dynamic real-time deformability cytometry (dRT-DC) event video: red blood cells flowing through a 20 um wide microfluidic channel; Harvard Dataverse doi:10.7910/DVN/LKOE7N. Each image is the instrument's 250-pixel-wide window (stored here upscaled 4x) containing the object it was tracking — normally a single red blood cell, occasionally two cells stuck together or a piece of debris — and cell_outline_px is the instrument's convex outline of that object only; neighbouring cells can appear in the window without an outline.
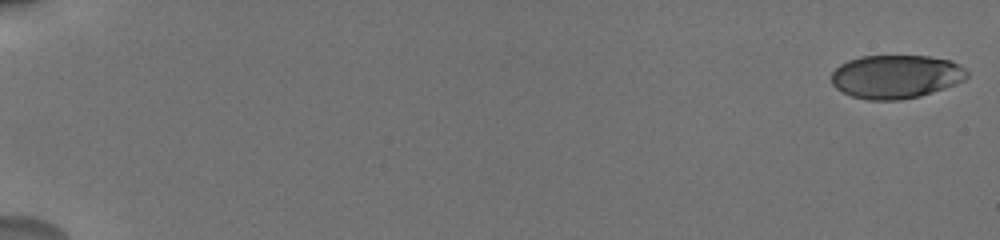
{"species": "human", "species_latin": "Homo sapiens", "temperature_condition": "cold", "stored_images_in_passage": 10, "camera_frame_rate_fps": 3000, "um_per_image_px": 0.085, "donor": {"sex": "male"}, "frame": {"image": 1, "passage_image": 1, "time_ms": 0.0, "image_size_px": [1000, 240], "cell_outline_px": [[968, 76], [964, 80], [944, 88], [920, 96], [900, 100], [868, 100], [852, 96], [836, 88], [832, 84], [832, 72], [840, 64], [848, 60], [860, 56], [928, 56], [952, 60], [960, 64], [968, 72]], "centroid_in_image_um": [76.16, 6.5], "position_along_channel_um": 8.8, "area_um2": 34.45}}
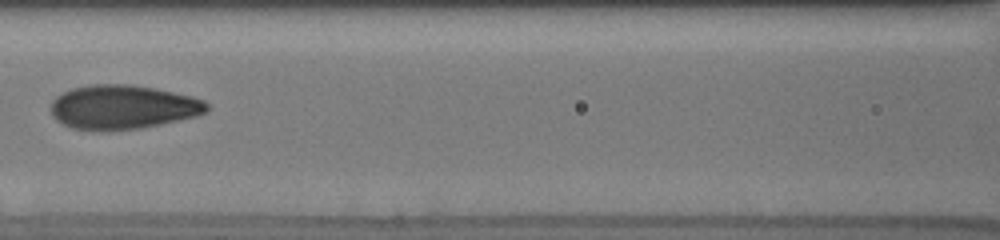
{"frame": {"image": 2, "passage_image": 9, "time_ms": 9.333, "image_size_px": [1000, 240], "cell_outline_px": [[208, 112], [196, 116], [160, 124], [140, 128], [104, 132], [72, 128], [56, 120], [52, 116], [52, 100], [56, 96], [72, 88], [92, 84], [132, 84], [156, 88], [192, 96], [204, 100], [208, 104]], "centroid_in_image_um": [10.44, 9.11], "position_along_channel_um": 156.2, "area_um2": 40.46}}
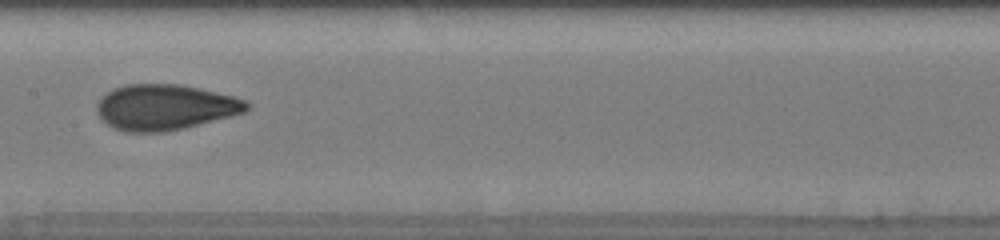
{"frame": {"image": 3, "passage_image": 10, "time_ms": 10.333, "image_size_px": [1000, 240], "cell_outline_px": [[252, 104], [244, 112], [232, 116], [184, 128], [164, 132], [124, 132], [108, 124], [96, 112], [96, 104], [108, 92], [124, 84], [180, 84], [236, 96], [248, 100]], "centroid_in_image_um": [14.08, 9.11], "position_along_channel_um": 193.3, "area_um2": 39.88}}